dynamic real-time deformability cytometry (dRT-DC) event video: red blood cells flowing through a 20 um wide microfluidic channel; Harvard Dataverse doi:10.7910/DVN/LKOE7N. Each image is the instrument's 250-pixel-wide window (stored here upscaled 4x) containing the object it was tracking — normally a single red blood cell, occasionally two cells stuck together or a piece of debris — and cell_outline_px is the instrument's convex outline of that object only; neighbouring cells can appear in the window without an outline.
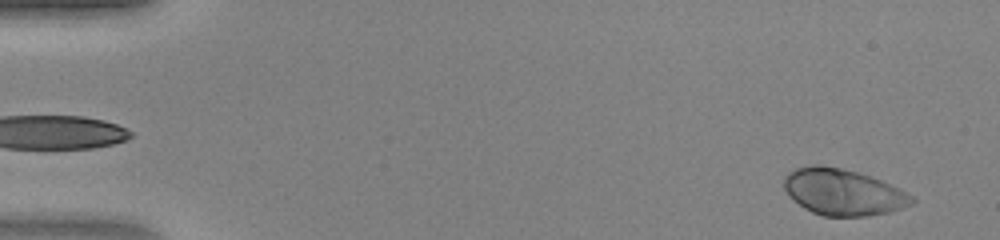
{"species": "human", "species_latin": "Homo sapiens", "temperature_condition": "warm", "stored_images_in_passage": 46, "camera_frame_rate_fps": 3000, "um_per_image_px": 0.085, "donor": {"sex": "female"}, "frame": {"image": 1, "passage_image": 2, "time_ms": 0.333, "image_size_px": [1000, 240], "cell_outline_px": [[916, 200], [912, 204], [892, 212], [868, 216], [824, 216], [812, 212], [804, 208], [792, 200], [788, 196], [784, 188], [784, 176], [788, 172], [796, 168], [812, 164], [820, 164], [840, 168], [856, 172], [880, 180], [900, 188], [912, 196]], "centroid_in_image_um": [71.64, 16.33], "position_along_channel_um": 13.4, "area_um2": 34.68}}
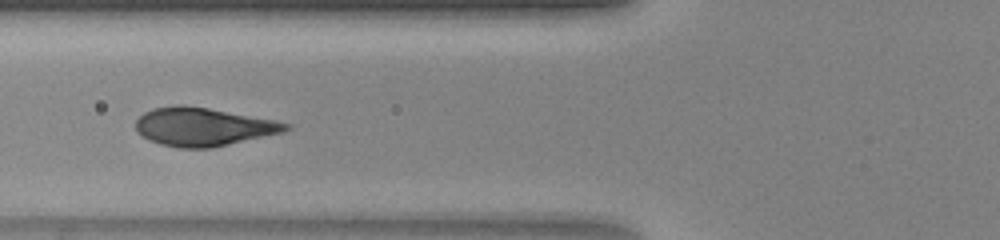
{"frame": {"image": 2, "passage_image": 18, "time_ms": 5.667, "image_size_px": [1000, 240], "cell_outline_px": [[292, 128], [284, 132], [212, 148], [180, 148], [160, 144], [148, 140], [136, 132], [136, 120], [144, 112], [152, 108], [176, 104], [184, 104], [208, 108], [276, 120], [292, 124]], "centroid_in_image_um": [17.27, 10.77], "position_along_channel_um": 108.5, "area_um2": 33.81}}
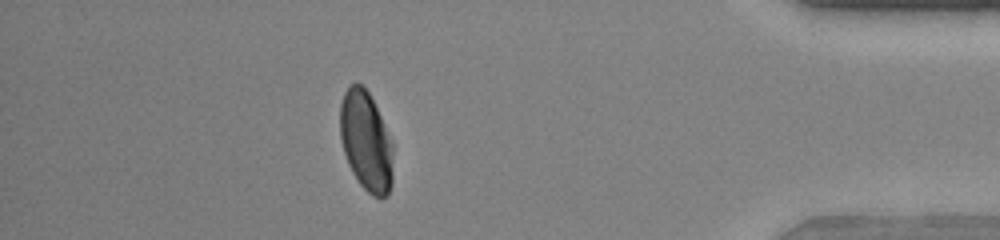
{"frame": {"image": 3, "passage_image": 41, "time_ms": 13.333, "image_size_px": [1000, 240], "cell_outline_px": [[392, 184], [388, 196], [380, 200], [372, 196], [360, 184], [352, 172], [348, 164], [340, 140], [340, 104], [344, 92], [356, 80], [368, 92], [380, 116], [392, 144]], "centroid_in_image_um": [31.1, 12.05], "position_along_channel_um": 404.1, "area_um2": 30.75}}